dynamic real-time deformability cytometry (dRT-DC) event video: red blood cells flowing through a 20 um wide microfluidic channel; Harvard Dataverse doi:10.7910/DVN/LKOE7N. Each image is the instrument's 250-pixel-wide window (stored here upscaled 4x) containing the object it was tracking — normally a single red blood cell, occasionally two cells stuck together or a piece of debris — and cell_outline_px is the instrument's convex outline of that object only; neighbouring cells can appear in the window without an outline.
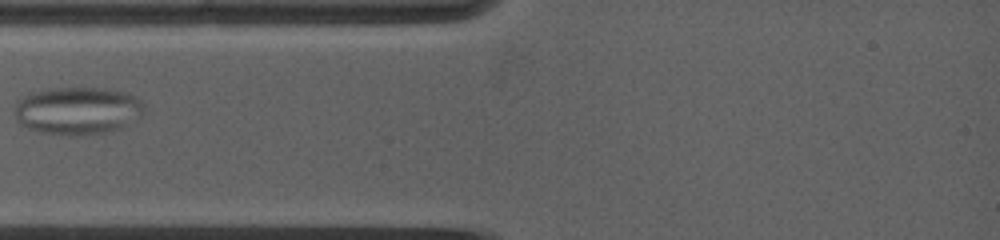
{"species": "common noctule bat (a hibernating species)", "species_latin": "Nyctalus noctula", "temperature_condition": "warm", "stored_images_in_passage": 2, "camera_frame_rate_fps": 5000, "um_per_image_px": 0.085, "animal": {"sex": "female", "body_mass_g": 19.0, "forearm_length_mm": 53.3}, "frame": {"image": 1, "passage_image": 1, "time_ms": 0.0, "image_size_px": [1000, 240], "cell_outline_px": [[144, 108], [140, 116], [120, 128], [108, 132], [88, 136], [68, 136], [44, 132], [28, 128], [20, 124], [16, 120], [16, 104], [20, 96], [28, 92], [48, 88], [104, 88], [124, 92], [136, 96], [144, 104]], "centroid_in_image_um": [6.57, 9.4], "position_along_channel_um": 78.4, "area_um2": 36.36}}